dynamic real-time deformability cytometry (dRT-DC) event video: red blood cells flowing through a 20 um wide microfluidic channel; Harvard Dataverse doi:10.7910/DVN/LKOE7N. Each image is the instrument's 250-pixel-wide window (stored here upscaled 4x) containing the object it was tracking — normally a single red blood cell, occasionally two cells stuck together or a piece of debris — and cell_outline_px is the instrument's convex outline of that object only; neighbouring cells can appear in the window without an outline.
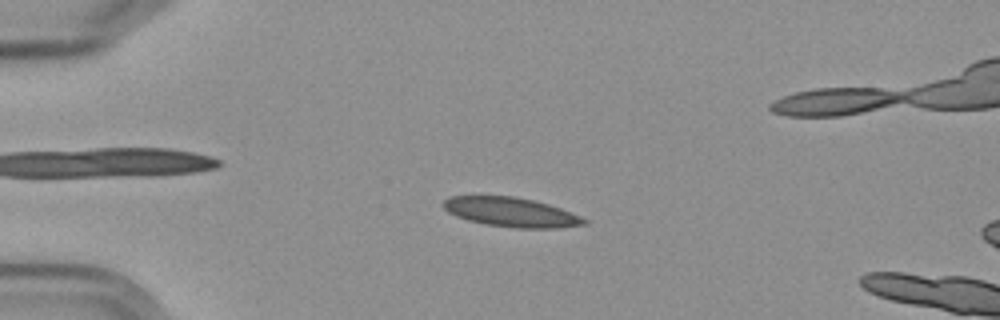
{"species": "Egyptian fruit bat (a non-hibernating species)", "species_latin": "Rousettus aegyptiacus", "temperature_condition": "cold", "stored_images_in_passage": 5, "camera_frame_rate_fps": 3000, "um_per_image_px": 0.085, "frame": {"image": 1, "passage_image": 4, "time_ms": 3.333, "image_size_px": [1000, 320], "cell_outline_px": [[588, 224], [560, 228], [516, 228], [484, 224], [468, 220], [456, 216], [448, 212], [440, 204], [448, 196], [512, 196], [536, 200], [560, 208], [580, 216], [588, 220]], "centroid_in_image_um": [43.44, 18.03], "position_along_channel_um": 41.6, "area_um2": 24.28}}